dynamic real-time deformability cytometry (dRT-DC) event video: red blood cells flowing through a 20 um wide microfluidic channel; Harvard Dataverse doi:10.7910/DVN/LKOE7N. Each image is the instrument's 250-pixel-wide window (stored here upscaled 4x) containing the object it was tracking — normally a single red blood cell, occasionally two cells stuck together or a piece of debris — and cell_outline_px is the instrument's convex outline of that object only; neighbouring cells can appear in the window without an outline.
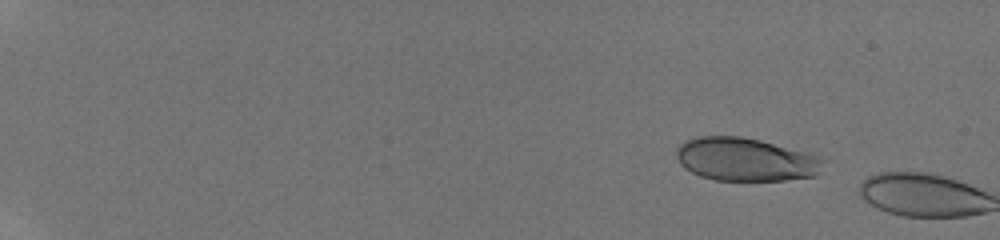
{"species": "human", "species_latin": "Homo sapiens", "temperature_condition": "room temperature", "stored_images_in_passage": 9, "camera_frame_rate_fps": 3000, "um_per_image_px": 0.085, "donor": {"sex": "male"}, "frame": {"image": 1, "passage_image": 7, "time_ms": 2.0, "image_size_px": [1000, 240], "cell_outline_px": [[824, 160], [816, 176], [784, 180], [716, 180], [700, 176], [684, 168], [680, 164], [676, 156], [676, 148], [684, 140], [696, 136], [740, 136], [760, 140], [812, 152]], "centroid_in_image_um": [63.36, 13.53], "position_along_channel_um": 21.6, "area_um2": 37.34}}